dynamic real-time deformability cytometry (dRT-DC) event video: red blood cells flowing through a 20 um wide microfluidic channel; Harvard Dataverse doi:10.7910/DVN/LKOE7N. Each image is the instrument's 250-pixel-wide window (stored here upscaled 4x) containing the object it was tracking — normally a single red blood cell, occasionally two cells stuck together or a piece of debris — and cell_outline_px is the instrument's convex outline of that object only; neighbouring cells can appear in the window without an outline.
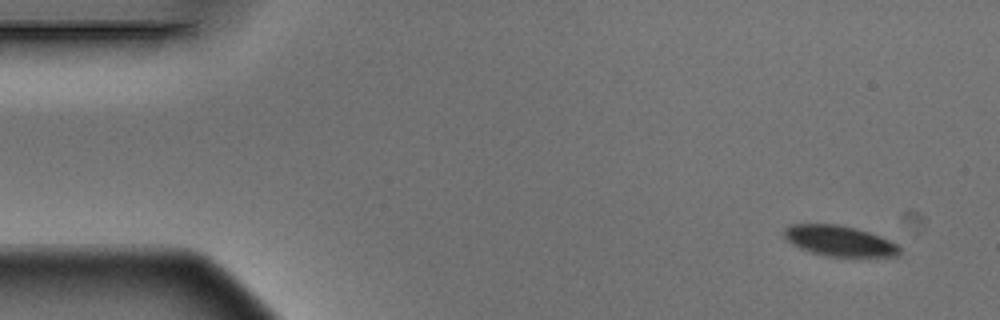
{"species": "Egyptian fruit bat (a non-hibernating species)", "species_latin": "Rousettus aegyptiacus", "temperature_condition": "warm", "stored_images_in_passage": 7, "camera_frame_rate_fps": 3000, "um_per_image_px": 0.085, "animal": {"sex": "male"}, "frame": {"image": 1, "passage_image": 1, "time_ms": 0.0, "image_size_px": [1000, 320], "cell_outline_px": [[900, 256], [824, 256], [800, 248], [792, 244], [784, 236], [784, 228], [788, 224], [836, 224], [856, 228], [880, 236], [896, 244], [900, 248]], "centroid_in_image_um": [71.32, 20.47], "position_along_channel_um": 13.7, "area_um2": 20.4}}
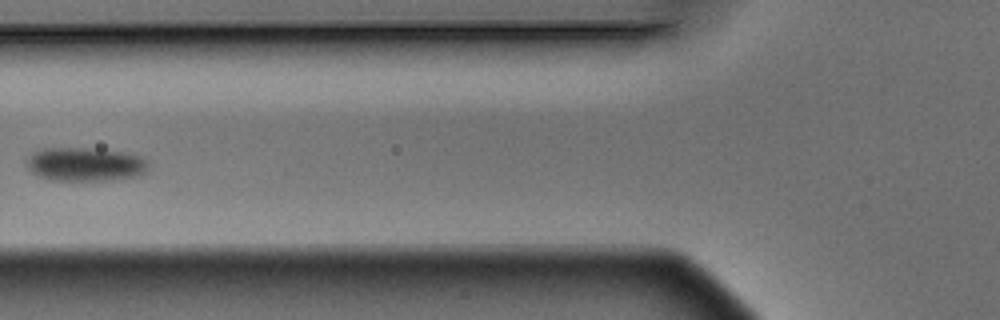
{"frame": {"image": 2, "passage_image": 6, "time_ms": 1.667, "image_size_px": [1000, 320], "cell_outline_px": [[148, 172], [136, 176], [112, 180], [52, 180], [40, 176], [32, 172], [24, 164], [24, 160], [32, 152], [44, 148], [88, 148], [120, 152], [140, 156], [148, 160]], "centroid_in_image_um": [7.22, 13.96], "position_along_channel_um": 118.6, "area_um2": 24.04}}
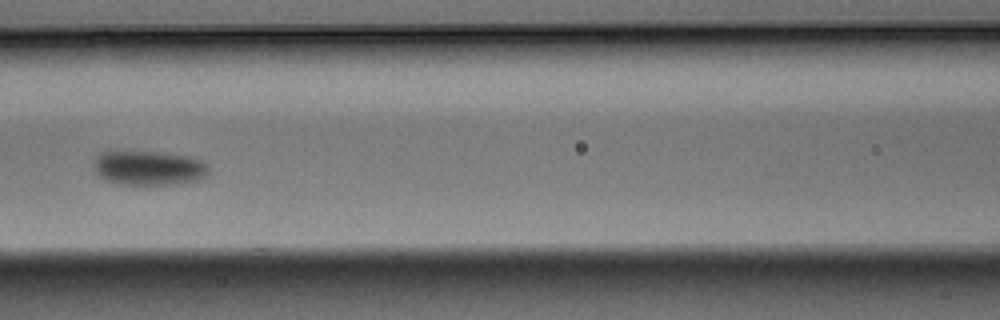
{"frame": {"image": 3, "passage_image": 7, "time_ms": 2.0, "image_size_px": [1000, 320], "cell_outline_px": [[208, 176], [200, 180], [172, 184], [124, 184], [108, 180], [100, 176], [96, 172], [92, 164], [92, 160], [100, 152], [108, 148], [112, 148], [160, 152], [188, 156], [200, 160], [208, 164]], "centroid_in_image_um": [12.58, 14.21], "position_along_channel_um": 154.0, "area_um2": 23.93}}